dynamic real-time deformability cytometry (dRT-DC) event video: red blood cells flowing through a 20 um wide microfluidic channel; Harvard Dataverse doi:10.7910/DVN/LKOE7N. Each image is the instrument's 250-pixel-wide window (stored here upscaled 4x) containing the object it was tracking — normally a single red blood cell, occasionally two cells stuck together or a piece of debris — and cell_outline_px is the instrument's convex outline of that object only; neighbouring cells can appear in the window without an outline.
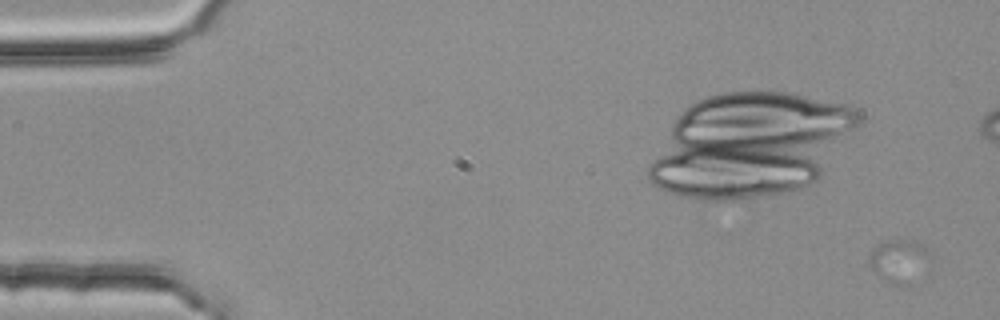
{"species": "common noctule bat (a hibernating species)", "species_latin": "Nyctalus noctula", "temperature_condition": "room temperature", "stored_images_in_passage": 26, "camera_frame_rate_fps": 3000, "um_per_image_px": 0.085, "animal": {"sex": "female", "body_mass_g": 25.1}, "frame": {"image": 1, "passage_image": 2, "time_ms": 0.333, "image_size_px": [1000, 320], "cell_outline_px": [[936, 256], [912, 284], [908, 288], [904, 288], [892, 284], [880, 276], [868, 264], [868, 256], [872, 248], [880, 244], [896, 240], [904, 240], [920, 244], [932, 252]], "centroid_in_image_um": [76.51, 22.23], "position_along_channel_um": 8.5, "area_um2": 15.72}}
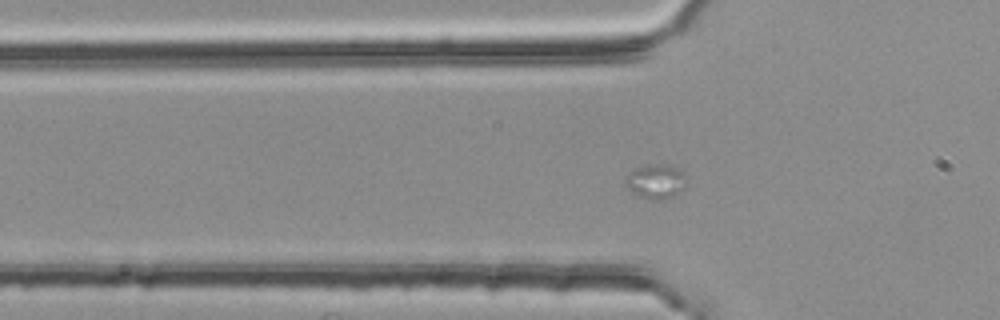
{"frame": {"image": 2, "passage_image": 19, "time_ms": 6.0, "image_size_px": [1000, 320], "cell_outline_px": [[684, 188], [676, 196], [660, 200], [652, 200], [640, 196], [632, 192], [624, 184], [624, 180], [628, 172], [632, 168], [648, 164], [664, 164], [676, 168], [684, 172]], "centroid_in_image_um": [55.7, 15.42], "position_along_channel_um": 70.1, "area_um2": 12.43}}